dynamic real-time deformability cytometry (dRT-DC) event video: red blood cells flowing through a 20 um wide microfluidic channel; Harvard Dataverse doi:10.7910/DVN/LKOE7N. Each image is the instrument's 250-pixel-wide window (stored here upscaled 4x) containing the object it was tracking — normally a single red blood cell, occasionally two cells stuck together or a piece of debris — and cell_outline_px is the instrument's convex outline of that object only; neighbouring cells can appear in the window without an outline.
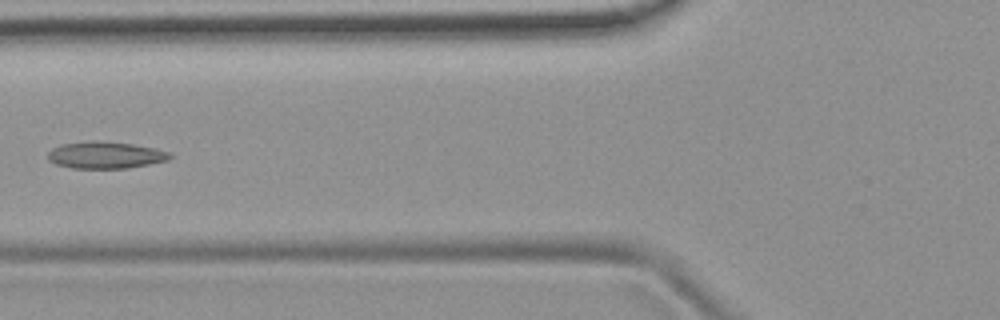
{"species": "common noctule bat (a hibernating species)", "species_latin": "Nyctalus noctula", "temperature_condition": "room temperature", "stored_images_in_passage": 6, "camera_frame_rate_fps": 3000, "um_per_image_px": 0.085, "animal": {"sex": "female", "body_mass_g": 19.9}, "frame": {"image": 1, "passage_image": 5, "time_ms": 5.0, "image_size_px": [1000, 320], "cell_outline_px": [[172, 156], [168, 160], [128, 168], [72, 168], [56, 164], [48, 160], [48, 152], [52, 148], [60, 144], [96, 140], [132, 144], [156, 148], [172, 152]], "centroid_in_image_um": [8.97, 13.17], "position_along_channel_um": 116.8, "area_um2": 19.19}}
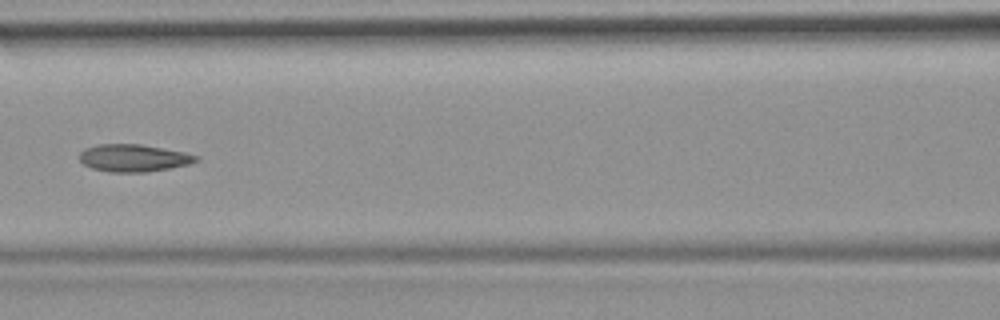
{"frame": {"image": 2, "passage_image": 6, "time_ms": 6.0, "image_size_px": [1000, 320], "cell_outline_px": [[200, 160], [188, 164], [148, 172], [112, 172], [92, 168], [84, 164], [80, 160], [80, 152], [84, 148], [96, 144], [140, 144], [184, 152], [200, 156]], "centroid_in_image_um": [11.35, 13.42], "position_along_channel_um": 155.2, "area_um2": 18.55}}